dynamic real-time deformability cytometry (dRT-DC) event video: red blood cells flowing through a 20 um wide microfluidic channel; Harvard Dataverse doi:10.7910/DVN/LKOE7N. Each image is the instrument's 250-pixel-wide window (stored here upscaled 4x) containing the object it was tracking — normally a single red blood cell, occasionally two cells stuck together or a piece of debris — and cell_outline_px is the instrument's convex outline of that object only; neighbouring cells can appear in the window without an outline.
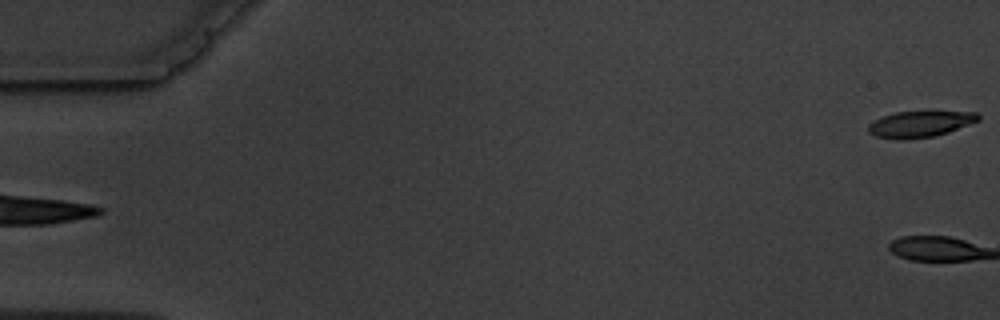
{"species": "common noctule bat (a hibernating species)", "species_latin": "Nyctalus noctula", "temperature_condition": "warm", "stored_images_in_passage": 3, "camera_frame_rate_fps": 3000, "um_per_image_px": 0.085, "animal": {"sex": "male", "body_mass_g": 19.5, "forearm_length_mm": 54.6}, "frame": {"image": 1, "passage_image": 3, "time_ms": 2.333, "image_size_px": [1000, 320], "cell_outline_px": [[980, 120], [948, 132], [932, 136], [908, 140], [896, 140], [876, 136], [868, 132], [868, 124], [872, 120], [896, 112], [928, 108], [976, 112], [980, 116]], "centroid_in_image_um": [78.23, 10.49], "position_along_channel_um": 6.8, "area_um2": 17.86}}